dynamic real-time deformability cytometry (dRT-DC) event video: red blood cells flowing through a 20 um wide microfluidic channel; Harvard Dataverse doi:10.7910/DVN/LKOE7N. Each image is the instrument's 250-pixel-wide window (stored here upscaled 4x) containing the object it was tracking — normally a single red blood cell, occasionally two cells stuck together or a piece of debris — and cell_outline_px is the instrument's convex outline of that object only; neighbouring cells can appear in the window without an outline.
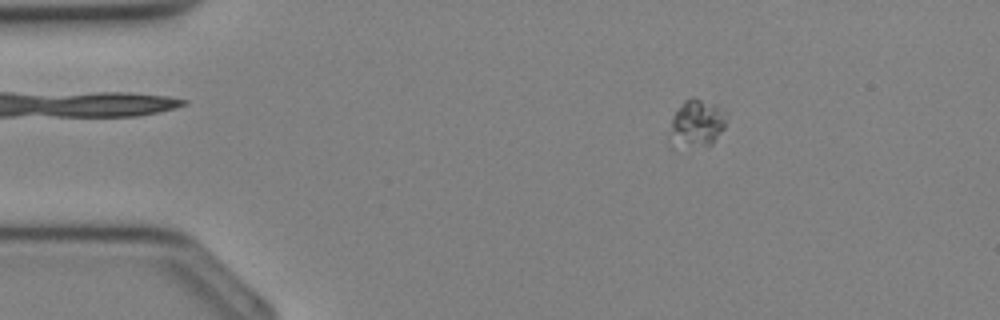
{"species": "Egyptian fruit bat (a non-hibernating species)", "species_latin": "Rousettus aegyptiacus", "temperature_condition": "cold", "stored_images_in_passage": 35, "camera_frame_rate_fps": 3000, "um_per_image_px": 0.085, "animal": {"sex": "female"}, "frame": {"image": 1, "passage_image": 6, "time_ms": 1.667, "image_size_px": [1000, 320], "cell_outline_px": [[728, 116], [724, 128], [712, 144], [668, 144], [668, 140], [672, 120], [676, 112], [684, 100], [692, 96], [716, 104], [728, 112]], "centroid_in_image_um": [59.26, 10.42], "position_along_channel_um": 25.7, "area_um2": 15.49}}
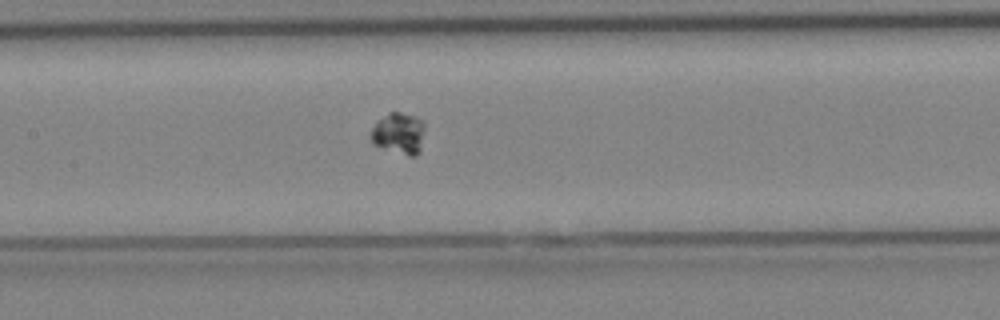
{"frame": {"image": 2, "passage_image": 17, "time_ms": 5.333, "image_size_px": [1000, 320], "cell_outline_px": [[424, 128], [420, 152], [416, 156], [408, 156], [372, 144], [368, 136], [372, 128], [388, 112], [400, 112], [412, 116], [420, 120], [424, 124]], "centroid_in_image_um": [33.88, 11.36], "position_along_channel_um": 173.5, "area_um2": 12.95}}
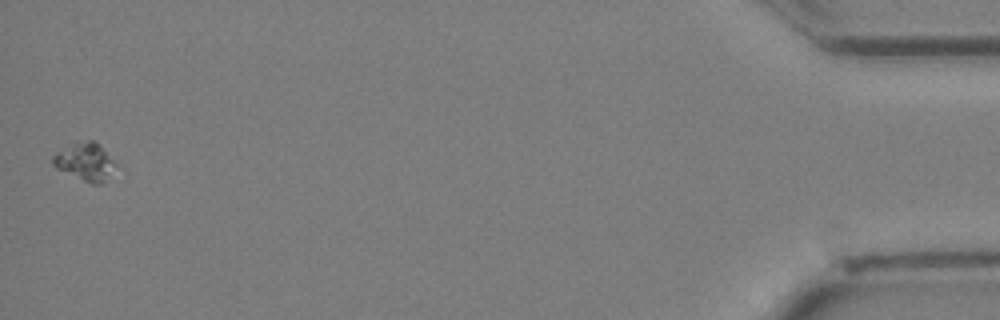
{"frame": {"image": 3, "passage_image": 35, "time_ms": 11.333, "image_size_px": [1000, 320], "cell_outline_px": [[116, 164], [100, 184], [92, 184], [56, 168], [52, 164], [52, 156], [56, 152], [72, 144], [88, 140], [92, 140]], "centroid_in_image_um": [7.15, 13.75], "position_along_channel_um": 428.0, "area_um2": 12.95}}